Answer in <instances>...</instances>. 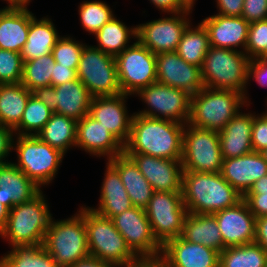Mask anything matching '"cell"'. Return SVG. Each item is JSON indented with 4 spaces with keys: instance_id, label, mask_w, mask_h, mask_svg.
<instances>
[{
    "instance_id": "43",
    "label": "cell",
    "mask_w": 267,
    "mask_h": 267,
    "mask_svg": "<svg viewBox=\"0 0 267 267\" xmlns=\"http://www.w3.org/2000/svg\"><path fill=\"white\" fill-rule=\"evenodd\" d=\"M245 53L250 59H267V20L250 23Z\"/></svg>"
},
{
    "instance_id": "12",
    "label": "cell",
    "mask_w": 267,
    "mask_h": 267,
    "mask_svg": "<svg viewBox=\"0 0 267 267\" xmlns=\"http://www.w3.org/2000/svg\"><path fill=\"white\" fill-rule=\"evenodd\" d=\"M145 212L153 234L162 246L181 236L188 213L181 192L154 191Z\"/></svg>"
},
{
    "instance_id": "13",
    "label": "cell",
    "mask_w": 267,
    "mask_h": 267,
    "mask_svg": "<svg viewBox=\"0 0 267 267\" xmlns=\"http://www.w3.org/2000/svg\"><path fill=\"white\" fill-rule=\"evenodd\" d=\"M136 95L148 107L135 114L149 118L171 120L185 125L188 124L191 95L187 92L154 82L141 89Z\"/></svg>"
},
{
    "instance_id": "48",
    "label": "cell",
    "mask_w": 267,
    "mask_h": 267,
    "mask_svg": "<svg viewBox=\"0 0 267 267\" xmlns=\"http://www.w3.org/2000/svg\"><path fill=\"white\" fill-rule=\"evenodd\" d=\"M156 8L164 13H178L182 11H193V6L187 0H149Z\"/></svg>"
},
{
    "instance_id": "18",
    "label": "cell",
    "mask_w": 267,
    "mask_h": 267,
    "mask_svg": "<svg viewBox=\"0 0 267 267\" xmlns=\"http://www.w3.org/2000/svg\"><path fill=\"white\" fill-rule=\"evenodd\" d=\"M157 192H182L181 160L153 157L147 154L125 153Z\"/></svg>"
},
{
    "instance_id": "14",
    "label": "cell",
    "mask_w": 267,
    "mask_h": 267,
    "mask_svg": "<svg viewBox=\"0 0 267 267\" xmlns=\"http://www.w3.org/2000/svg\"><path fill=\"white\" fill-rule=\"evenodd\" d=\"M111 220L137 257L161 255L162 245L153 234L145 209L133 206Z\"/></svg>"
},
{
    "instance_id": "58",
    "label": "cell",
    "mask_w": 267,
    "mask_h": 267,
    "mask_svg": "<svg viewBox=\"0 0 267 267\" xmlns=\"http://www.w3.org/2000/svg\"><path fill=\"white\" fill-rule=\"evenodd\" d=\"M265 160L267 161V149L261 152Z\"/></svg>"
},
{
    "instance_id": "60",
    "label": "cell",
    "mask_w": 267,
    "mask_h": 267,
    "mask_svg": "<svg viewBox=\"0 0 267 267\" xmlns=\"http://www.w3.org/2000/svg\"><path fill=\"white\" fill-rule=\"evenodd\" d=\"M11 5H14V0H7Z\"/></svg>"
},
{
    "instance_id": "55",
    "label": "cell",
    "mask_w": 267,
    "mask_h": 267,
    "mask_svg": "<svg viewBox=\"0 0 267 267\" xmlns=\"http://www.w3.org/2000/svg\"><path fill=\"white\" fill-rule=\"evenodd\" d=\"M267 194V175L258 179L246 194Z\"/></svg>"
},
{
    "instance_id": "45",
    "label": "cell",
    "mask_w": 267,
    "mask_h": 267,
    "mask_svg": "<svg viewBox=\"0 0 267 267\" xmlns=\"http://www.w3.org/2000/svg\"><path fill=\"white\" fill-rule=\"evenodd\" d=\"M241 17L248 23L267 20V0H244Z\"/></svg>"
},
{
    "instance_id": "44",
    "label": "cell",
    "mask_w": 267,
    "mask_h": 267,
    "mask_svg": "<svg viewBox=\"0 0 267 267\" xmlns=\"http://www.w3.org/2000/svg\"><path fill=\"white\" fill-rule=\"evenodd\" d=\"M261 115V116H260ZM251 143L253 151L262 152L267 149V112L254 115Z\"/></svg>"
},
{
    "instance_id": "29",
    "label": "cell",
    "mask_w": 267,
    "mask_h": 267,
    "mask_svg": "<svg viewBox=\"0 0 267 267\" xmlns=\"http://www.w3.org/2000/svg\"><path fill=\"white\" fill-rule=\"evenodd\" d=\"M107 161L118 171L132 205L145 209L154 190L135 162L125 153Z\"/></svg>"
},
{
    "instance_id": "57",
    "label": "cell",
    "mask_w": 267,
    "mask_h": 267,
    "mask_svg": "<svg viewBox=\"0 0 267 267\" xmlns=\"http://www.w3.org/2000/svg\"><path fill=\"white\" fill-rule=\"evenodd\" d=\"M31 0H14V5H25L30 3Z\"/></svg>"
},
{
    "instance_id": "10",
    "label": "cell",
    "mask_w": 267,
    "mask_h": 267,
    "mask_svg": "<svg viewBox=\"0 0 267 267\" xmlns=\"http://www.w3.org/2000/svg\"><path fill=\"white\" fill-rule=\"evenodd\" d=\"M77 76L92 97L114 96L122 93L115 57L99 50L96 46L84 43Z\"/></svg>"
},
{
    "instance_id": "11",
    "label": "cell",
    "mask_w": 267,
    "mask_h": 267,
    "mask_svg": "<svg viewBox=\"0 0 267 267\" xmlns=\"http://www.w3.org/2000/svg\"><path fill=\"white\" fill-rule=\"evenodd\" d=\"M135 41L115 57L119 86L126 95H136L157 82L156 55Z\"/></svg>"
},
{
    "instance_id": "6",
    "label": "cell",
    "mask_w": 267,
    "mask_h": 267,
    "mask_svg": "<svg viewBox=\"0 0 267 267\" xmlns=\"http://www.w3.org/2000/svg\"><path fill=\"white\" fill-rule=\"evenodd\" d=\"M43 247L58 267H70L89 256L84 216L78 211L64 220L52 218L45 234Z\"/></svg>"
},
{
    "instance_id": "20",
    "label": "cell",
    "mask_w": 267,
    "mask_h": 267,
    "mask_svg": "<svg viewBox=\"0 0 267 267\" xmlns=\"http://www.w3.org/2000/svg\"><path fill=\"white\" fill-rule=\"evenodd\" d=\"M42 94L53 112L77 122L89 113L92 96L79 79L47 88Z\"/></svg>"
},
{
    "instance_id": "50",
    "label": "cell",
    "mask_w": 267,
    "mask_h": 267,
    "mask_svg": "<svg viewBox=\"0 0 267 267\" xmlns=\"http://www.w3.org/2000/svg\"><path fill=\"white\" fill-rule=\"evenodd\" d=\"M14 130L0 125V164L8 162L6 157L13 150Z\"/></svg>"
},
{
    "instance_id": "9",
    "label": "cell",
    "mask_w": 267,
    "mask_h": 267,
    "mask_svg": "<svg viewBox=\"0 0 267 267\" xmlns=\"http://www.w3.org/2000/svg\"><path fill=\"white\" fill-rule=\"evenodd\" d=\"M181 163L183 171L221 172L223 157L218 131L186 124L182 135Z\"/></svg>"
},
{
    "instance_id": "32",
    "label": "cell",
    "mask_w": 267,
    "mask_h": 267,
    "mask_svg": "<svg viewBox=\"0 0 267 267\" xmlns=\"http://www.w3.org/2000/svg\"><path fill=\"white\" fill-rule=\"evenodd\" d=\"M32 93L21 83L0 84V125L14 130Z\"/></svg>"
},
{
    "instance_id": "2",
    "label": "cell",
    "mask_w": 267,
    "mask_h": 267,
    "mask_svg": "<svg viewBox=\"0 0 267 267\" xmlns=\"http://www.w3.org/2000/svg\"><path fill=\"white\" fill-rule=\"evenodd\" d=\"M181 193L187 212L192 214H213L243 199L221 172L183 171Z\"/></svg>"
},
{
    "instance_id": "25",
    "label": "cell",
    "mask_w": 267,
    "mask_h": 267,
    "mask_svg": "<svg viewBox=\"0 0 267 267\" xmlns=\"http://www.w3.org/2000/svg\"><path fill=\"white\" fill-rule=\"evenodd\" d=\"M41 191L13 162L0 164V202L9 210L14 205L30 201Z\"/></svg>"
},
{
    "instance_id": "53",
    "label": "cell",
    "mask_w": 267,
    "mask_h": 267,
    "mask_svg": "<svg viewBox=\"0 0 267 267\" xmlns=\"http://www.w3.org/2000/svg\"><path fill=\"white\" fill-rule=\"evenodd\" d=\"M123 267H165V263L161 255L155 257H137Z\"/></svg>"
},
{
    "instance_id": "5",
    "label": "cell",
    "mask_w": 267,
    "mask_h": 267,
    "mask_svg": "<svg viewBox=\"0 0 267 267\" xmlns=\"http://www.w3.org/2000/svg\"><path fill=\"white\" fill-rule=\"evenodd\" d=\"M245 105L247 106L242 93L204 87L191 96L188 124L220 131Z\"/></svg>"
},
{
    "instance_id": "59",
    "label": "cell",
    "mask_w": 267,
    "mask_h": 267,
    "mask_svg": "<svg viewBox=\"0 0 267 267\" xmlns=\"http://www.w3.org/2000/svg\"><path fill=\"white\" fill-rule=\"evenodd\" d=\"M193 7L196 0H187Z\"/></svg>"
},
{
    "instance_id": "24",
    "label": "cell",
    "mask_w": 267,
    "mask_h": 267,
    "mask_svg": "<svg viewBox=\"0 0 267 267\" xmlns=\"http://www.w3.org/2000/svg\"><path fill=\"white\" fill-rule=\"evenodd\" d=\"M207 30L210 46L238 50L247 44L249 25L241 16L214 14L201 21ZM234 47V48H233Z\"/></svg>"
},
{
    "instance_id": "28",
    "label": "cell",
    "mask_w": 267,
    "mask_h": 267,
    "mask_svg": "<svg viewBox=\"0 0 267 267\" xmlns=\"http://www.w3.org/2000/svg\"><path fill=\"white\" fill-rule=\"evenodd\" d=\"M100 191L98 208H89L103 217L112 219L133 207L118 171L108 161Z\"/></svg>"
},
{
    "instance_id": "16",
    "label": "cell",
    "mask_w": 267,
    "mask_h": 267,
    "mask_svg": "<svg viewBox=\"0 0 267 267\" xmlns=\"http://www.w3.org/2000/svg\"><path fill=\"white\" fill-rule=\"evenodd\" d=\"M157 82L195 95L204 88L201 68L184 61L175 51L156 55Z\"/></svg>"
},
{
    "instance_id": "19",
    "label": "cell",
    "mask_w": 267,
    "mask_h": 267,
    "mask_svg": "<svg viewBox=\"0 0 267 267\" xmlns=\"http://www.w3.org/2000/svg\"><path fill=\"white\" fill-rule=\"evenodd\" d=\"M225 248L254 242L256 217L242 199L235 206L213 213Z\"/></svg>"
},
{
    "instance_id": "35",
    "label": "cell",
    "mask_w": 267,
    "mask_h": 267,
    "mask_svg": "<svg viewBox=\"0 0 267 267\" xmlns=\"http://www.w3.org/2000/svg\"><path fill=\"white\" fill-rule=\"evenodd\" d=\"M191 25L190 23L183 32L175 52L187 63L202 68L210 49L208 33L201 22L194 29Z\"/></svg>"
},
{
    "instance_id": "15",
    "label": "cell",
    "mask_w": 267,
    "mask_h": 267,
    "mask_svg": "<svg viewBox=\"0 0 267 267\" xmlns=\"http://www.w3.org/2000/svg\"><path fill=\"white\" fill-rule=\"evenodd\" d=\"M191 10L171 13L169 17H162L137 26V40L153 54L176 51L183 32L190 24L187 16Z\"/></svg>"
},
{
    "instance_id": "4",
    "label": "cell",
    "mask_w": 267,
    "mask_h": 267,
    "mask_svg": "<svg viewBox=\"0 0 267 267\" xmlns=\"http://www.w3.org/2000/svg\"><path fill=\"white\" fill-rule=\"evenodd\" d=\"M249 61L250 58L242 50L210 46L201 68L204 86L242 93L249 106L246 90L249 84L247 78Z\"/></svg>"
},
{
    "instance_id": "51",
    "label": "cell",
    "mask_w": 267,
    "mask_h": 267,
    "mask_svg": "<svg viewBox=\"0 0 267 267\" xmlns=\"http://www.w3.org/2000/svg\"><path fill=\"white\" fill-rule=\"evenodd\" d=\"M219 15L241 16L244 0H216Z\"/></svg>"
},
{
    "instance_id": "21",
    "label": "cell",
    "mask_w": 267,
    "mask_h": 267,
    "mask_svg": "<svg viewBox=\"0 0 267 267\" xmlns=\"http://www.w3.org/2000/svg\"><path fill=\"white\" fill-rule=\"evenodd\" d=\"M96 157L107 160L124 153V145L89 114L77 122L76 146Z\"/></svg>"
},
{
    "instance_id": "26",
    "label": "cell",
    "mask_w": 267,
    "mask_h": 267,
    "mask_svg": "<svg viewBox=\"0 0 267 267\" xmlns=\"http://www.w3.org/2000/svg\"><path fill=\"white\" fill-rule=\"evenodd\" d=\"M25 5H10L0 13V49L21 53L27 41L31 12Z\"/></svg>"
},
{
    "instance_id": "17",
    "label": "cell",
    "mask_w": 267,
    "mask_h": 267,
    "mask_svg": "<svg viewBox=\"0 0 267 267\" xmlns=\"http://www.w3.org/2000/svg\"><path fill=\"white\" fill-rule=\"evenodd\" d=\"M128 96L124 93L114 96L92 97L89 115L99 121L108 129L123 145L130 137L132 115H128L126 99Z\"/></svg>"
},
{
    "instance_id": "30",
    "label": "cell",
    "mask_w": 267,
    "mask_h": 267,
    "mask_svg": "<svg viewBox=\"0 0 267 267\" xmlns=\"http://www.w3.org/2000/svg\"><path fill=\"white\" fill-rule=\"evenodd\" d=\"M181 237L188 242L202 244L219 253L225 249L218 222L213 214L187 213Z\"/></svg>"
},
{
    "instance_id": "23",
    "label": "cell",
    "mask_w": 267,
    "mask_h": 267,
    "mask_svg": "<svg viewBox=\"0 0 267 267\" xmlns=\"http://www.w3.org/2000/svg\"><path fill=\"white\" fill-rule=\"evenodd\" d=\"M223 178L244 196L251 186L267 175V161L262 153L252 151L230 159H223Z\"/></svg>"
},
{
    "instance_id": "38",
    "label": "cell",
    "mask_w": 267,
    "mask_h": 267,
    "mask_svg": "<svg viewBox=\"0 0 267 267\" xmlns=\"http://www.w3.org/2000/svg\"><path fill=\"white\" fill-rule=\"evenodd\" d=\"M219 267H267V252L257 243L225 248Z\"/></svg>"
},
{
    "instance_id": "7",
    "label": "cell",
    "mask_w": 267,
    "mask_h": 267,
    "mask_svg": "<svg viewBox=\"0 0 267 267\" xmlns=\"http://www.w3.org/2000/svg\"><path fill=\"white\" fill-rule=\"evenodd\" d=\"M87 230L89 254L116 267H123L137 256L126 244L110 218L103 217L88 207H81Z\"/></svg>"
},
{
    "instance_id": "33",
    "label": "cell",
    "mask_w": 267,
    "mask_h": 267,
    "mask_svg": "<svg viewBox=\"0 0 267 267\" xmlns=\"http://www.w3.org/2000/svg\"><path fill=\"white\" fill-rule=\"evenodd\" d=\"M37 136L46 144L66 154L69 148L76 146L77 121L53 112Z\"/></svg>"
},
{
    "instance_id": "49",
    "label": "cell",
    "mask_w": 267,
    "mask_h": 267,
    "mask_svg": "<svg viewBox=\"0 0 267 267\" xmlns=\"http://www.w3.org/2000/svg\"><path fill=\"white\" fill-rule=\"evenodd\" d=\"M243 199L256 218L267 216V194H245Z\"/></svg>"
},
{
    "instance_id": "52",
    "label": "cell",
    "mask_w": 267,
    "mask_h": 267,
    "mask_svg": "<svg viewBox=\"0 0 267 267\" xmlns=\"http://www.w3.org/2000/svg\"><path fill=\"white\" fill-rule=\"evenodd\" d=\"M254 242L267 252V216L256 218Z\"/></svg>"
},
{
    "instance_id": "40",
    "label": "cell",
    "mask_w": 267,
    "mask_h": 267,
    "mask_svg": "<svg viewBox=\"0 0 267 267\" xmlns=\"http://www.w3.org/2000/svg\"><path fill=\"white\" fill-rule=\"evenodd\" d=\"M78 12L83 29L94 35L115 16L110 6L100 0L83 1Z\"/></svg>"
},
{
    "instance_id": "47",
    "label": "cell",
    "mask_w": 267,
    "mask_h": 267,
    "mask_svg": "<svg viewBox=\"0 0 267 267\" xmlns=\"http://www.w3.org/2000/svg\"><path fill=\"white\" fill-rule=\"evenodd\" d=\"M78 79L77 70L70 68V66L60 65L54 63L53 72L51 74V87H56L66 82Z\"/></svg>"
},
{
    "instance_id": "36",
    "label": "cell",
    "mask_w": 267,
    "mask_h": 267,
    "mask_svg": "<svg viewBox=\"0 0 267 267\" xmlns=\"http://www.w3.org/2000/svg\"><path fill=\"white\" fill-rule=\"evenodd\" d=\"M53 110L42 93L33 92L26 104L15 135H37L50 120Z\"/></svg>"
},
{
    "instance_id": "34",
    "label": "cell",
    "mask_w": 267,
    "mask_h": 267,
    "mask_svg": "<svg viewBox=\"0 0 267 267\" xmlns=\"http://www.w3.org/2000/svg\"><path fill=\"white\" fill-rule=\"evenodd\" d=\"M94 36L99 50L116 57L130 46L131 37L137 39V26L129 28L114 16Z\"/></svg>"
},
{
    "instance_id": "56",
    "label": "cell",
    "mask_w": 267,
    "mask_h": 267,
    "mask_svg": "<svg viewBox=\"0 0 267 267\" xmlns=\"http://www.w3.org/2000/svg\"><path fill=\"white\" fill-rule=\"evenodd\" d=\"M9 211L10 210L0 202V232L5 228L7 224Z\"/></svg>"
},
{
    "instance_id": "1",
    "label": "cell",
    "mask_w": 267,
    "mask_h": 267,
    "mask_svg": "<svg viewBox=\"0 0 267 267\" xmlns=\"http://www.w3.org/2000/svg\"><path fill=\"white\" fill-rule=\"evenodd\" d=\"M184 128L185 124L134 113L130 137L124 145V153L181 160Z\"/></svg>"
},
{
    "instance_id": "46",
    "label": "cell",
    "mask_w": 267,
    "mask_h": 267,
    "mask_svg": "<svg viewBox=\"0 0 267 267\" xmlns=\"http://www.w3.org/2000/svg\"><path fill=\"white\" fill-rule=\"evenodd\" d=\"M248 81L253 78L260 87H267V59L252 58L248 64Z\"/></svg>"
},
{
    "instance_id": "31",
    "label": "cell",
    "mask_w": 267,
    "mask_h": 267,
    "mask_svg": "<svg viewBox=\"0 0 267 267\" xmlns=\"http://www.w3.org/2000/svg\"><path fill=\"white\" fill-rule=\"evenodd\" d=\"M59 38L51 19L43 17L38 20L31 12L27 41L20 53L22 60L30 61L45 54H52V49Z\"/></svg>"
},
{
    "instance_id": "41",
    "label": "cell",
    "mask_w": 267,
    "mask_h": 267,
    "mask_svg": "<svg viewBox=\"0 0 267 267\" xmlns=\"http://www.w3.org/2000/svg\"><path fill=\"white\" fill-rule=\"evenodd\" d=\"M83 47L84 44L80 41H76L70 36L67 37V35L66 37L61 36L52 49L54 61L77 70Z\"/></svg>"
},
{
    "instance_id": "39",
    "label": "cell",
    "mask_w": 267,
    "mask_h": 267,
    "mask_svg": "<svg viewBox=\"0 0 267 267\" xmlns=\"http://www.w3.org/2000/svg\"><path fill=\"white\" fill-rule=\"evenodd\" d=\"M54 63L52 54H45L30 61H23L21 84L31 92L38 93L50 88Z\"/></svg>"
},
{
    "instance_id": "27",
    "label": "cell",
    "mask_w": 267,
    "mask_h": 267,
    "mask_svg": "<svg viewBox=\"0 0 267 267\" xmlns=\"http://www.w3.org/2000/svg\"><path fill=\"white\" fill-rule=\"evenodd\" d=\"M254 113L238 112L219 133L223 159L235 158L253 151L251 132Z\"/></svg>"
},
{
    "instance_id": "37",
    "label": "cell",
    "mask_w": 267,
    "mask_h": 267,
    "mask_svg": "<svg viewBox=\"0 0 267 267\" xmlns=\"http://www.w3.org/2000/svg\"><path fill=\"white\" fill-rule=\"evenodd\" d=\"M0 267H58L43 244L13 247L0 258Z\"/></svg>"
},
{
    "instance_id": "22",
    "label": "cell",
    "mask_w": 267,
    "mask_h": 267,
    "mask_svg": "<svg viewBox=\"0 0 267 267\" xmlns=\"http://www.w3.org/2000/svg\"><path fill=\"white\" fill-rule=\"evenodd\" d=\"M165 267H219L220 253L202 244L184 240L181 236L162 246Z\"/></svg>"
},
{
    "instance_id": "54",
    "label": "cell",
    "mask_w": 267,
    "mask_h": 267,
    "mask_svg": "<svg viewBox=\"0 0 267 267\" xmlns=\"http://www.w3.org/2000/svg\"><path fill=\"white\" fill-rule=\"evenodd\" d=\"M70 267H116V266L108 264L103 260L96 258L95 256L89 255L79 260Z\"/></svg>"
},
{
    "instance_id": "3",
    "label": "cell",
    "mask_w": 267,
    "mask_h": 267,
    "mask_svg": "<svg viewBox=\"0 0 267 267\" xmlns=\"http://www.w3.org/2000/svg\"><path fill=\"white\" fill-rule=\"evenodd\" d=\"M41 191L28 202L14 205L8 215L0 237L8 241L11 248L43 244L52 219L49 204Z\"/></svg>"
},
{
    "instance_id": "8",
    "label": "cell",
    "mask_w": 267,
    "mask_h": 267,
    "mask_svg": "<svg viewBox=\"0 0 267 267\" xmlns=\"http://www.w3.org/2000/svg\"><path fill=\"white\" fill-rule=\"evenodd\" d=\"M14 137L17 138L15 143L13 140V150L17 153L18 162L13 164L40 188L47 186L56 177L65 154L46 144L37 135Z\"/></svg>"
},
{
    "instance_id": "42",
    "label": "cell",
    "mask_w": 267,
    "mask_h": 267,
    "mask_svg": "<svg viewBox=\"0 0 267 267\" xmlns=\"http://www.w3.org/2000/svg\"><path fill=\"white\" fill-rule=\"evenodd\" d=\"M23 60L20 53L0 49V84L21 83Z\"/></svg>"
}]
</instances>
